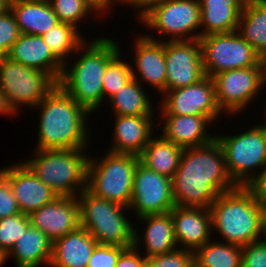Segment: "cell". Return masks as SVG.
Returning <instances> with one entry per match:
<instances>
[{
	"mask_svg": "<svg viewBox=\"0 0 266 267\" xmlns=\"http://www.w3.org/2000/svg\"><path fill=\"white\" fill-rule=\"evenodd\" d=\"M237 187L216 138L208 144L183 149L172 178L175 205L209 208L221 193Z\"/></svg>",
	"mask_w": 266,
	"mask_h": 267,
	"instance_id": "1",
	"label": "cell"
},
{
	"mask_svg": "<svg viewBox=\"0 0 266 267\" xmlns=\"http://www.w3.org/2000/svg\"><path fill=\"white\" fill-rule=\"evenodd\" d=\"M37 107L41 114L37 127L36 149H85L87 147L89 132L86 119L90 113L59 84L40 101Z\"/></svg>",
	"mask_w": 266,
	"mask_h": 267,
	"instance_id": "2",
	"label": "cell"
},
{
	"mask_svg": "<svg viewBox=\"0 0 266 267\" xmlns=\"http://www.w3.org/2000/svg\"><path fill=\"white\" fill-rule=\"evenodd\" d=\"M85 51L72 67L64 64L58 84L90 114L103 102V76L108 63L121 51L113 39L84 42ZM70 68V69H69Z\"/></svg>",
	"mask_w": 266,
	"mask_h": 267,
	"instance_id": "3",
	"label": "cell"
},
{
	"mask_svg": "<svg viewBox=\"0 0 266 267\" xmlns=\"http://www.w3.org/2000/svg\"><path fill=\"white\" fill-rule=\"evenodd\" d=\"M212 229L240 247L260 240L263 211L246 186L221 193L209 207ZM261 236V237H260Z\"/></svg>",
	"mask_w": 266,
	"mask_h": 267,
	"instance_id": "4",
	"label": "cell"
},
{
	"mask_svg": "<svg viewBox=\"0 0 266 267\" xmlns=\"http://www.w3.org/2000/svg\"><path fill=\"white\" fill-rule=\"evenodd\" d=\"M84 151L86 150L36 149L34 158L23 163L59 196L77 197V194L87 188L89 155H85Z\"/></svg>",
	"mask_w": 266,
	"mask_h": 267,
	"instance_id": "5",
	"label": "cell"
},
{
	"mask_svg": "<svg viewBox=\"0 0 266 267\" xmlns=\"http://www.w3.org/2000/svg\"><path fill=\"white\" fill-rule=\"evenodd\" d=\"M77 199L80 226L87 230L98 244L124 248L133 246L135 228L124 213L129 208L98 198L87 189L82 190Z\"/></svg>",
	"mask_w": 266,
	"mask_h": 267,
	"instance_id": "6",
	"label": "cell"
},
{
	"mask_svg": "<svg viewBox=\"0 0 266 267\" xmlns=\"http://www.w3.org/2000/svg\"><path fill=\"white\" fill-rule=\"evenodd\" d=\"M139 156L107 151L102 159L89 156L87 190L94 196L129 208Z\"/></svg>",
	"mask_w": 266,
	"mask_h": 267,
	"instance_id": "7",
	"label": "cell"
},
{
	"mask_svg": "<svg viewBox=\"0 0 266 267\" xmlns=\"http://www.w3.org/2000/svg\"><path fill=\"white\" fill-rule=\"evenodd\" d=\"M216 139L224 152L228 173L238 186H246L254 178L253 170L266 166V129L262 124Z\"/></svg>",
	"mask_w": 266,
	"mask_h": 267,
	"instance_id": "8",
	"label": "cell"
},
{
	"mask_svg": "<svg viewBox=\"0 0 266 267\" xmlns=\"http://www.w3.org/2000/svg\"><path fill=\"white\" fill-rule=\"evenodd\" d=\"M58 84L48 73L27 67L8 56H0V89L9 104L34 108Z\"/></svg>",
	"mask_w": 266,
	"mask_h": 267,
	"instance_id": "9",
	"label": "cell"
},
{
	"mask_svg": "<svg viewBox=\"0 0 266 267\" xmlns=\"http://www.w3.org/2000/svg\"><path fill=\"white\" fill-rule=\"evenodd\" d=\"M205 74L258 66V53L237 31L212 33L199 38Z\"/></svg>",
	"mask_w": 266,
	"mask_h": 267,
	"instance_id": "10",
	"label": "cell"
},
{
	"mask_svg": "<svg viewBox=\"0 0 266 267\" xmlns=\"http://www.w3.org/2000/svg\"><path fill=\"white\" fill-rule=\"evenodd\" d=\"M139 20L152 31L164 33V37L172 36L168 40H199L201 37L199 0H169L155 5Z\"/></svg>",
	"mask_w": 266,
	"mask_h": 267,
	"instance_id": "11",
	"label": "cell"
},
{
	"mask_svg": "<svg viewBox=\"0 0 266 267\" xmlns=\"http://www.w3.org/2000/svg\"><path fill=\"white\" fill-rule=\"evenodd\" d=\"M175 207L172 179L148 169L140 161L136 166L130 210L137 218L170 212Z\"/></svg>",
	"mask_w": 266,
	"mask_h": 267,
	"instance_id": "12",
	"label": "cell"
},
{
	"mask_svg": "<svg viewBox=\"0 0 266 267\" xmlns=\"http://www.w3.org/2000/svg\"><path fill=\"white\" fill-rule=\"evenodd\" d=\"M212 79L217 105L227 115L243 111L261 88L258 66L227 70Z\"/></svg>",
	"mask_w": 266,
	"mask_h": 267,
	"instance_id": "13",
	"label": "cell"
},
{
	"mask_svg": "<svg viewBox=\"0 0 266 267\" xmlns=\"http://www.w3.org/2000/svg\"><path fill=\"white\" fill-rule=\"evenodd\" d=\"M161 104L162 115L207 116L212 121L222 115L215 98V85L210 76L186 87L166 90Z\"/></svg>",
	"mask_w": 266,
	"mask_h": 267,
	"instance_id": "14",
	"label": "cell"
},
{
	"mask_svg": "<svg viewBox=\"0 0 266 267\" xmlns=\"http://www.w3.org/2000/svg\"><path fill=\"white\" fill-rule=\"evenodd\" d=\"M166 90H174L203 79L201 43L195 40H165Z\"/></svg>",
	"mask_w": 266,
	"mask_h": 267,
	"instance_id": "15",
	"label": "cell"
},
{
	"mask_svg": "<svg viewBox=\"0 0 266 267\" xmlns=\"http://www.w3.org/2000/svg\"><path fill=\"white\" fill-rule=\"evenodd\" d=\"M28 216L30 224L46 234L52 242L80 226L77 197L58 196Z\"/></svg>",
	"mask_w": 266,
	"mask_h": 267,
	"instance_id": "16",
	"label": "cell"
},
{
	"mask_svg": "<svg viewBox=\"0 0 266 267\" xmlns=\"http://www.w3.org/2000/svg\"><path fill=\"white\" fill-rule=\"evenodd\" d=\"M0 173L8 180L21 213L30 215L34 210L53 201L59 195L45 185L23 163L17 162L0 169Z\"/></svg>",
	"mask_w": 266,
	"mask_h": 267,
	"instance_id": "17",
	"label": "cell"
},
{
	"mask_svg": "<svg viewBox=\"0 0 266 267\" xmlns=\"http://www.w3.org/2000/svg\"><path fill=\"white\" fill-rule=\"evenodd\" d=\"M141 36V37H140ZM135 41L134 61L136 69L132 66V77L138 82L142 79L150 84L156 91H166V61L165 40H157L151 35H140ZM140 75L141 78H138Z\"/></svg>",
	"mask_w": 266,
	"mask_h": 267,
	"instance_id": "18",
	"label": "cell"
},
{
	"mask_svg": "<svg viewBox=\"0 0 266 267\" xmlns=\"http://www.w3.org/2000/svg\"><path fill=\"white\" fill-rule=\"evenodd\" d=\"M170 212L177 247L195 252L213 238L209 208L175 205Z\"/></svg>",
	"mask_w": 266,
	"mask_h": 267,
	"instance_id": "19",
	"label": "cell"
},
{
	"mask_svg": "<svg viewBox=\"0 0 266 267\" xmlns=\"http://www.w3.org/2000/svg\"><path fill=\"white\" fill-rule=\"evenodd\" d=\"M27 67L50 74L59 82L64 64L53 54L42 36L21 33L7 55Z\"/></svg>",
	"mask_w": 266,
	"mask_h": 267,
	"instance_id": "20",
	"label": "cell"
},
{
	"mask_svg": "<svg viewBox=\"0 0 266 267\" xmlns=\"http://www.w3.org/2000/svg\"><path fill=\"white\" fill-rule=\"evenodd\" d=\"M152 117L115 115L113 143L107 151L140 156L153 136Z\"/></svg>",
	"mask_w": 266,
	"mask_h": 267,
	"instance_id": "21",
	"label": "cell"
},
{
	"mask_svg": "<svg viewBox=\"0 0 266 267\" xmlns=\"http://www.w3.org/2000/svg\"><path fill=\"white\" fill-rule=\"evenodd\" d=\"M159 121L165 122L162 136L183 149L202 146L216 138L206 130L213 123L207 116L163 115Z\"/></svg>",
	"mask_w": 266,
	"mask_h": 267,
	"instance_id": "22",
	"label": "cell"
},
{
	"mask_svg": "<svg viewBox=\"0 0 266 267\" xmlns=\"http://www.w3.org/2000/svg\"><path fill=\"white\" fill-rule=\"evenodd\" d=\"M97 244L95 238L79 226L53 242L50 266L87 267Z\"/></svg>",
	"mask_w": 266,
	"mask_h": 267,
	"instance_id": "23",
	"label": "cell"
},
{
	"mask_svg": "<svg viewBox=\"0 0 266 267\" xmlns=\"http://www.w3.org/2000/svg\"><path fill=\"white\" fill-rule=\"evenodd\" d=\"M245 0H199L201 37L237 31Z\"/></svg>",
	"mask_w": 266,
	"mask_h": 267,
	"instance_id": "24",
	"label": "cell"
},
{
	"mask_svg": "<svg viewBox=\"0 0 266 267\" xmlns=\"http://www.w3.org/2000/svg\"><path fill=\"white\" fill-rule=\"evenodd\" d=\"M53 242L39 229L30 225L19 237L5 260L15 258L17 267H39L50 265Z\"/></svg>",
	"mask_w": 266,
	"mask_h": 267,
	"instance_id": "25",
	"label": "cell"
},
{
	"mask_svg": "<svg viewBox=\"0 0 266 267\" xmlns=\"http://www.w3.org/2000/svg\"><path fill=\"white\" fill-rule=\"evenodd\" d=\"M10 11L23 34L41 36L59 23L50 4L46 2L16 0L10 5Z\"/></svg>",
	"mask_w": 266,
	"mask_h": 267,
	"instance_id": "26",
	"label": "cell"
},
{
	"mask_svg": "<svg viewBox=\"0 0 266 267\" xmlns=\"http://www.w3.org/2000/svg\"><path fill=\"white\" fill-rule=\"evenodd\" d=\"M137 219L147 224L141 243L145 246L146 255L144 256L147 259L177 249L171 212L146 215Z\"/></svg>",
	"mask_w": 266,
	"mask_h": 267,
	"instance_id": "27",
	"label": "cell"
},
{
	"mask_svg": "<svg viewBox=\"0 0 266 267\" xmlns=\"http://www.w3.org/2000/svg\"><path fill=\"white\" fill-rule=\"evenodd\" d=\"M159 136L151 137L139 156L140 162L148 169L172 179L179 166L183 148L162 135Z\"/></svg>",
	"mask_w": 266,
	"mask_h": 267,
	"instance_id": "28",
	"label": "cell"
},
{
	"mask_svg": "<svg viewBox=\"0 0 266 267\" xmlns=\"http://www.w3.org/2000/svg\"><path fill=\"white\" fill-rule=\"evenodd\" d=\"M237 32L258 54L266 52V0H245Z\"/></svg>",
	"mask_w": 266,
	"mask_h": 267,
	"instance_id": "29",
	"label": "cell"
},
{
	"mask_svg": "<svg viewBox=\"0 0 266 267\" xmlns=\"http://www.w3.org/2000/svg\"><path fill=\"white\" fill-rule=\"evenodd\" d=\"M143 86L133 77L108 100L114 115L118 116H154L151 99Z\"/></svg>",
	"mask_w": 266,
	"mask_h": 267,
	"instance_id": "30",
	"label": "cell"
},
{
	"mask_svg": "<svg viewBox=\"0 0 266 267\" xmlns=\"http://www.w3.org/2000/svg\"><path fill=\"white\" fill-rule=\"evenodd\" d=\"M242 247L209 240L194 252L197 267H241Z\"/></svg>",
	"mask_w": 266,
	"mask_h": 267,
	"instance_id": "31",
	"label": "cell"
},
{
	"mask_svg": "<svg viewBox=\"0 0 266 267\" xmlns=\"http://www.w3.org/2000/svg\"><path fill=\"white\" fill-rule=\"evenodd\" d=\"M80 33L75 26L59 22L41 36L53 54L63 64H69L67 58L69 55L71 57L72 52L78 53V51L84 50L86 38L84 40Z\"/></svg>",
	"mask_w": 266,
	"mask_h": 267,
	"instance_id": "32",
	"label": "cell"
},
{
	"mask_svg": "<svg viewBox=\"0 0 266 267\" xmlns=\"http://www.w3.org/2000/svg\"><path fill=\"white\" fill-rule=\"evenodd\" d=\"M59 22L79 27L78 23L91 12L99 15L101 10L90 0H51L49 2ZM95 11V12H94Z\"/></svg>",
	"mask_w": 266,
	"mask_h": 267,
	"instance_id": "33",
	"label": "cell"
},
{
	"mask_svg": "<svg viewBox=\"0 0 266 267\" xmlns=\"http://www.w3.org/2000/svg\"><path fill=\"white\" fill-rule=\"evenodd\" d=\"M119 52L107 65L103 76V98L108 99L132 78V66L124 62Z\"/></svg>",
	"mask_w": 266,
	"mask_h": 267,
	"instance_id": "34",
	"label": "cell"
},
{
	"mask_svg": "<svg viewBox=\"0 0 266 267\" xmlns=\"http://www.w3.org/2000/svg\"><path fill=\"white\" fill-rule=\"evenodd\" d=\"M28 215L19 213L0 219V252L6 256L30 226Z\"/></svg>",
	"mask_w": 266,
	"mask_h": 267,
	"instance_id": "35",
	"label": "cell"
},
{
	"mask_svg": "<svg viewBox=\"0 0 266 267\" xmlns=\"http://www.w3.org/2000/svg\"><path fill=\"white\" fill-rule=\"evenodd\" d=\"M147 262L152 267H192L194 252L177 248L172 252L150 257Z\"/></svg>",
	"mask_w": 266,
	"mask_h": 267,
	"instance_id": "36",
	"label": "cell"
},
{
	"mask_svg": "<svg viewBox=\"0 0 266 267\" xmlns=\"http://www.w3.org/2000/svg\"><path fill=\"white\" fill-rule=\"evenodd\" d=\"M15 16L10 9L0 15V56H7L20 35Z\"/></svg>",
	"mask_w": 266,
	"mask_h": 267,
	"instance_id": "37",
	"label": "cell"
},
{
	"mask_svg": "<svg viewBox=\"0 0 266 267\" xmlns=\"http://www.w3.org/2000/svg\"><path fill=\"white\" fill-rule=\"evenodd\" d=\"M124 247L97 244L87 267H115Z\"/></svg>",
	"mask_w": 266,
	"mask_h": 267,
	"instance_id": "38",
	"label": "cell"
},
{
	"mask_svg": "<svg viewBox=\"0 0 266 267\" xmlns=\"http://www.w3.org/2000/svg\"><path fill=\"white\" fill-rule=\"evenodd\" d=\"M241 267H266V243L262 239L242 247Z\"/></svg>",
	"mask_w": 266,
	"mask_h": 267,
	"instance_id": "39",
	"label": "cell"
},
{
	"mask_svg": "<svg viewBox=\"0 0 266 267\" xmlns=\"http://www.w3.org/2000/svg\"><path fill=\"white\" fill-rule=\"evenodd\" d=\"M21 213L8 180L0 173V219Z\"/></svg>",
	"mask_w": 266,
	"mask_h": 267,
	"instance_id": "40",
	"label": "cell"
},
{
	"mask_svg": "<svg viewBox=\"0 0 266 267\" xmlns=\"http://www.w3.org/2000/svg\"><path fill=\"white\" fill-rule=\"evenodd\" d=\"M142 238L138 235L136 229H134V243L132 247L126 248L119 256L115 267H144L147 258L140 254L139 244ZM138 250V251H137Z\"/></svg>",
	"mask_w": 266,
	"mask_h": 267,
	"instance_id": "41",
	"label": "cell"
},
{
	"mask_svg": "<svg viewBox=\"0 0 266 267\" xmlns=\"http://www.w3.org/2000/svg\"><path fill=\"white\" fill-rule=\"evenodd\" d=\"M255 172L254 170V178L246 187L253 193L262 211L266 213V166L258 174Z\"/></svg>",
	"mask_w": 266,
	"mask_h": 267,
	"instance_id": "42",
	"label": "cell"
},
{
	"mask_svg": "<svg viewBox=\"0 0 266 267\" xmlns=\"http://www.w3.org/2000/svg\"><path fill=\"white\" fill-rule=\"evenodd\" d=\"M166 1L169 0H123V4L139 9L138 19H140L152 7Z\"/></svg>",
	"mask_w": 266,
	"mask_h": 267,
	"instance_id": "43",
	"label": "cell"
},
{
	"mask_svg": "<svg viewBox=\"0 0 266 267\" xmlns=\"http://www.w3.org/2000/svg\"><path fill=\"white\" fill-rule=\"evenodd\" d=\"M258 67H259V77H260V87L266 85V52L258 55Z\"/></svg>",
	"mask_w": 266,
	"mask_h": 267,
	"instance_id": "44",
	"label": "cell"
},
{
	"mask_svg": "<svg viewBox=\"0 0 266 267\" xmlns=\"http://www.w3.org/2000/svg\"><path fill=\"white\" fill-rule=\"evenodd\" d=\"M0 114L1 115H14L16 114L15 110L11 107L9 104L5 94L3 91L0 89Z\"/></svg>",
	"mask_w": 266,
	"mask_h": 267,
	"instance_id": "45",
	"label": "cell"
},
{
	"mask_svg": "<svg viewBox=\"0 0 266 267\" xmlns=\"http://www.w3.org/2000/svg\"><path fill=\"white\" fill-rule=\"evenodd\" d=\"M91 2H93L103 13H106L105 11L109 10L111 7V5H113V3H121L120 5L123 4V0H90Z\"/></svg>",
	"mask_w": 266,
	"mask_h": 267,
	"instance_id": "46",
	"label": "cell"
},
{
	"mask_svg": "<svg viewBox=\"0 0 266 267\" xmlns=\"http://www.w3.org/2000/svg\"><path fill=\"white\" fill-rule=\"evenodd\" d=\"M261 235L265 239V240L263 239L262 241L266 243V213H263V216H262Z\"/></svg>",
	"mask_w": 266,
	"mask_h": 267,
	"instance_id": "47",
	"label": "cell"
},
{
	"mask_svg": "<svg viewBox=\"0 0 266 267\" xmlns=\"http://www.w3.org/2000/svg\"><path fill=\"white\" fill-rule=\"evenodd\" d=\"M10 9V5L4 0H0V15L5 14Z\"/></svg>",
	"mask_w": 266,
	"mask_h": 267,
	"instance_id": "48",
	"label": "cell"
},
{
	"mask_svg": "<svg viewBox=\"0 0 266 267\" xmlns=\"http://www.w3.org/2000/svg\"><path fill=\"white\" fill-rule=\"evenodd\" d=\"M5 261V256L0 252V267L4 264Z\"/></svg>",
	"mask_w": 266,
	"mask_h": 267,
	"instance_id": "49",
	"label": "cell"
},
{
	"mask_svg": "<svg viewBox=\"0 0 266 267\" xmlns=\"http://www.w3.org/2000/svg\"><path fill=\"white\" fill-rule=\"evenodd\" d=\"M27 1H36V2H46V3H49L51 0H27Z\"/></svg>",
	"mask_w": 266,
	"mask_h": 267,
	"instance_id": "50",
	"label": "cell"
},
{
	"mask_svg": "<svg viewBox=\"0 0 266 267\" xmlns=\"http://www.w3.org/2000/svg\"><path fill=\"white\" fill-rule=\"evenodd\" d=\"M5 2H7L9 5L13 4L16 0H4Z\"/></svg>",
	"mask_w": 266,
	"mask_h": 267,
	"instance_id": "51",
	"label": "cell"
},
{
	"mask_svg": "<svg viewBox=\"0 0 266 267\" xmlns=\"http://www.w3.org/2000/svg\"><path fill=\"white\" fill-rule=\"evenodd\" d=\"M144 267H152L148 262H146Z\"/></svg>",
	"mask_w": 266,
	"mask_h": 267,
	"instance_id": "52",
	"label": "cell"
},
{
	"mask_svg": "<svg viewBox=\"0 0 266 267\" xmlns=\"http://www.w3.org/2000/svg\"><path fill=\"white\" fill-rule=\"evenodd\" d=\"M261 124H263L264 128L266 129V122L265 123L262 122Z\"/></svg>",
	"mask_w": 266,
	"mask_h": 267,
	"instance_id": "53",
	"label": "cell"
}]
</instances>
